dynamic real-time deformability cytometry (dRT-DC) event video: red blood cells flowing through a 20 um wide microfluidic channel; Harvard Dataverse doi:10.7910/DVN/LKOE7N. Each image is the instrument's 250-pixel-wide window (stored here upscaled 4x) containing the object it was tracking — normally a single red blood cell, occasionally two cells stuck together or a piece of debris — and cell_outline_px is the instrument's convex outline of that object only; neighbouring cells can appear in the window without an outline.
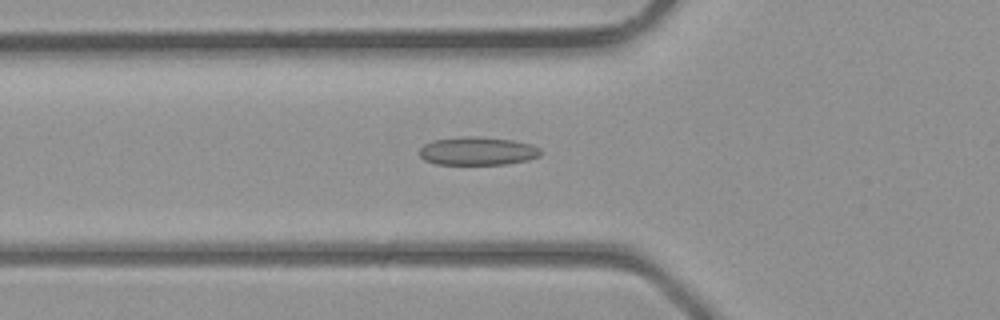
{"species": "common noctule bat (a hibernating species)", "species_latin": "Nyctalus noctula", "temperature_condition": "room temperature", "stored_images_in_passage": 39, "camera_frame_rate_fps": 3000, "um_per_image_px": 0.085, "animal": {"sex": "male", "body_mass_g": 23.1, "forearm_length_mm": 52.7}, "frame": {"image": 1, "passage_image": 14, "time_ms": 4.333, "image_size_px": [1000, 320], "cell_outline_px": [[540, 156], [528, 160], [504, 164], [436, 164], [424, 160], [420, 156], [420, 148], [424, 144], [432, 140], [464, 136], [476, 136], [512, 140], [532, 144], [540, 148]], "centroid_in_image_um": [40.58, 12.83], "position_along_channel_um": 85.2, "area_um2": 20.0}}
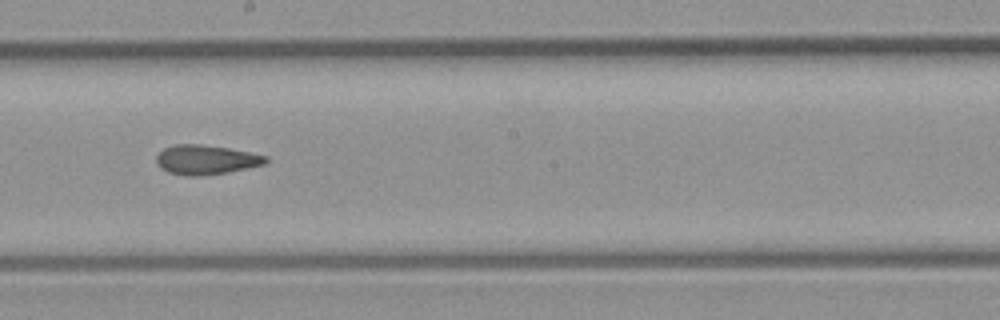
{"frame": {"image": 2, "passage_image": 22, "time_ms": 7.0, "image_size_px": [1000, 320], "cell_outline_px": [[268, 160], [264, 164], [228, 172], [196, 176], [188, 176], [168, 172], [160, 168], [156, 164], [156, 156], [164, 148], [176, 144], [200, 144], [228, 148], [268, 156]], "centroid_in_image_um": [17.47, 13.57], "position_along_channel_um": 230.7, "area_um2": 18.67}}
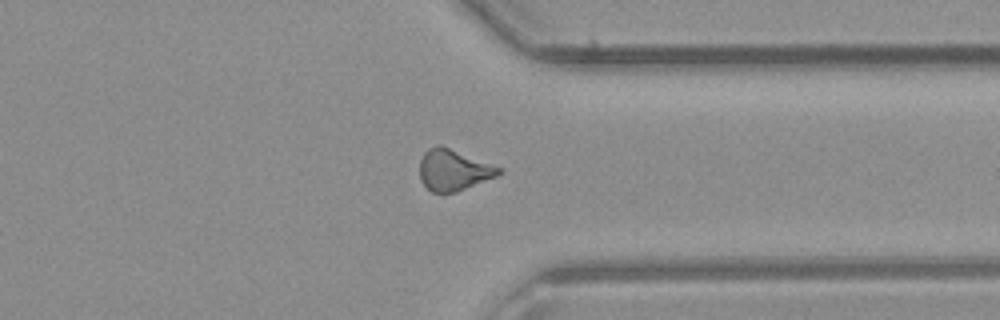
{"frame": {"image": 3, "passage_image": 30, "time_ms": 9.667, "image_size_px": [1000, 320], "cell_outline_px": [[504, 168], [496, 176], [456, 192], [432, 192], [420, 180], [420, 160], [424, 152], [428, 148], [440, 144]], "centroid_in_image_um": [38.54, 14.43], "position_along_channel_um": 372.9, "area_um2": 18.9}}